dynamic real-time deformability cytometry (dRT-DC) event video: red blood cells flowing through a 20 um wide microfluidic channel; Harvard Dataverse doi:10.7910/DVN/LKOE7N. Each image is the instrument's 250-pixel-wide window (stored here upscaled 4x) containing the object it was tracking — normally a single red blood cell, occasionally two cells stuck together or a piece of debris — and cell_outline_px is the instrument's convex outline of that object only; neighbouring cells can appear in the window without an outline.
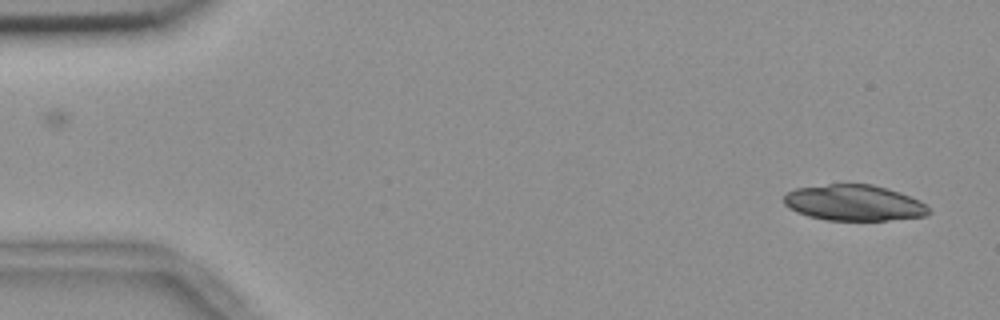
{"species": "common noctule bat (a hibernating species)", "species_latin": "Nyctalus noctula", "temperature_condition": "room temperature", "stored_images_in_passage": 54, "camera_frame_rate_fps": 3000, "um_per_image_px": 0.085, "animal": {"sex": "female", "body_mass_g": 18.4}, "frame": {"image": 1, "passage_image": 2, "time_ms": 0.333, "image_size_px": [1000, 320], "cell_outline_px": [[932, 212], [928, 216], [888, 220], [824, 220], [808, 216], [796, 212], [788, 208], [784, 204], [784, 196], [788, 192], [796, 188], [828, 184], [872, 184], [888, 188], [900, 192], [920, 200]], "centroid_in_image_um": [72.6, 17.24], "position_along_channel_um": 12.4, "area_um2": 30.52}}